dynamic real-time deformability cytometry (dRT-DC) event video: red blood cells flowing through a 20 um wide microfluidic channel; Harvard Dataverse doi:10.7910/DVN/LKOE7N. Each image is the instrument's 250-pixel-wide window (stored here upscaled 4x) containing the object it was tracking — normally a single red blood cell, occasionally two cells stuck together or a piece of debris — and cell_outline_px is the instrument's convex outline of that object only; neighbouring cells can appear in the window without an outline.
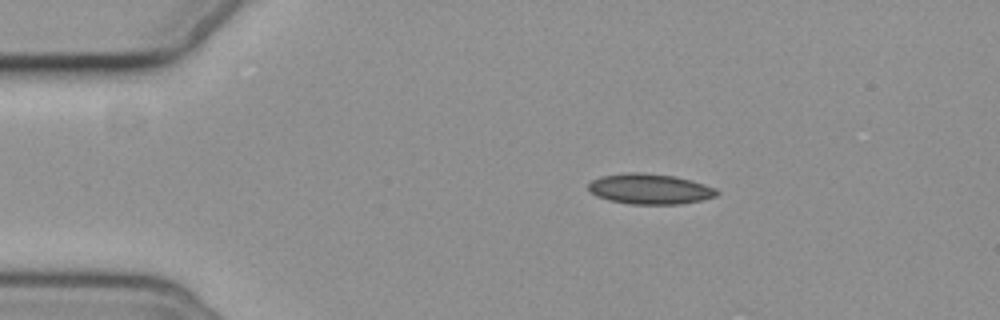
{"species": "common noctule bat (a hibernating species)", "species_latin": "Nyctalus noctula", "temperature_condition": "cold", "stored_images_in_passage": 4, "camera_frame_rate_fps": 3000, "um_per_image_px": 0.085, "animal": {"sex": "female", "body_mass_g": 19.3, "forearm_length_mm": 54.1}, "frame": {"image": 1, "passage_image": 1, "time_ms": 0.0, "image_size_px": [1000, 320], "cell_outline_px": [[720, 192], [716, 196], [700, 200], [676, 204], [632, 204], [608, 200], [596, 196], [588, 188], [588, 184], [592, 180], [600, 176], [628, 172], [644, 172], [676, 176], [692, 180], [716, 188]], "centroid_in_image_um": [55.23, 16.05], "position_along_channel_um": 29.8, "area_um2": 22.83}}
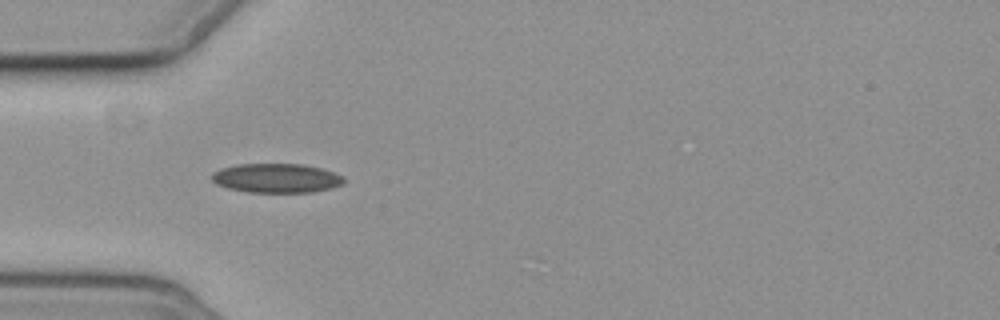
{"frame": {"image": 2, "passage_image": 3, "time_ms": 2.333, "image_size_px": [1000, 320], "cell_outline_px": [[344, 184], [332, 188], [312, 192], [248, 192], [228, 188], [216, 184], [212, 180], [212, 172], [220, 168], [236, 164], [304, 164], [320, 168], [344, 176]], "centroid_in_image_um": [23.49, 15.14], "position_along_channel_um": 61.5, "area_um2": 22.6}}
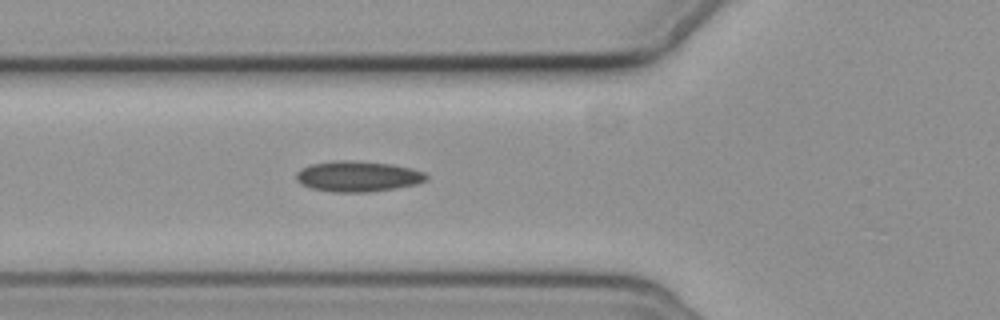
{"frame": {"image": 3, "passage_image": 4, "time_ms": 3.333, "image_size_px": [1000, 320], "cell_outline_px": [[428, 180], [416, 184], [396, 188], [368, 192], [332, 192], [312, 188], [300, 184], [296, 180], [296, 172], [300, 168], [312, 164], [332, 160], [348, 160], [392, 164], [412, 168], [424, 172], [428, 176]], "centroid_in_image_um": [30.4, 14.99], "position_along_channel_um": 95.4, "area_um2": 23.41}}